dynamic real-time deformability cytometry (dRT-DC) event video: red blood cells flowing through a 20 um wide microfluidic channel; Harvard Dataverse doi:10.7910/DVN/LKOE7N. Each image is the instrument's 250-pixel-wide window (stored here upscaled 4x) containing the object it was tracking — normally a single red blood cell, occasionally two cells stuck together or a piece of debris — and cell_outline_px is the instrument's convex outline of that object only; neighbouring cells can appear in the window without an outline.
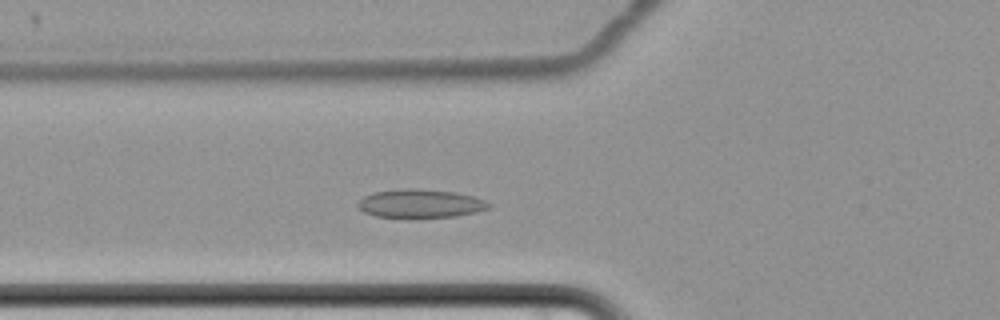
{"species": "common noctule bat (a hibernating species)", "species_latin": "Nyctalus noctula", "temperature_condition": "cold", "stored_images_in_passage": 56, "camera_frame_rate_fps": 3000, "um_per_image_px": 0.085, "animal": {"sex": "female", "body_mass_g": 22.7, "forearm_length_mm": 54.2}, "frame": {"image": 1, "passage_image": 18, "time_ms": 5.667, "image_size_px": [1000, 320], "cell_outline_px": [[492, 204], [488, 208], [476, 212], [456, 216], [376, 216], [364, 212], [356, 204], [364, 196], [372, 192], [412, 188], [416, 188], [456, 192], [472, 196], [484, 200]], "centroid_in_image_um": [35.74, 17.27], "position_along_channel_um": 90.1, "area_um2": 21.21}}
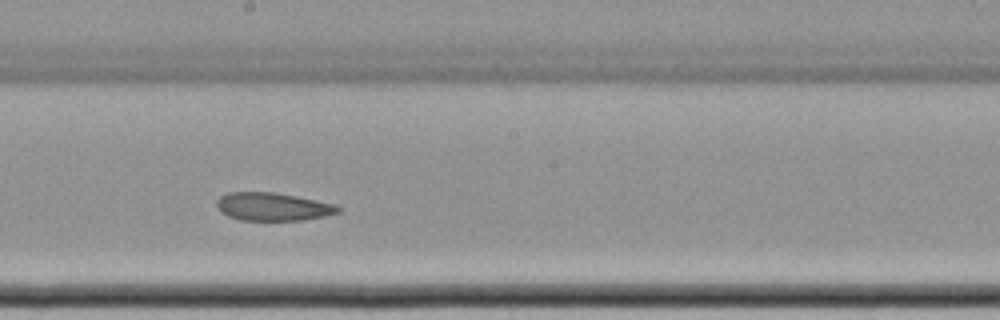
{"frame": {"image": 2, "passage_image": 30, "time_ms": 9.667, "image_size_px": [1000, 320], "cell_outline_px": [[340, 212], [324, 216], [304, 220], [240, 220], [228, 216], [220, 212], [216, 208], [216, 200], [220, 196], [228, 192], [272, 192], [296, 196], [332, 204], [340, 208]], "centroid_in_image_um": [23.11, 17.57], "position_along_channel_um": 225.1, "area_um2": 19.77}}
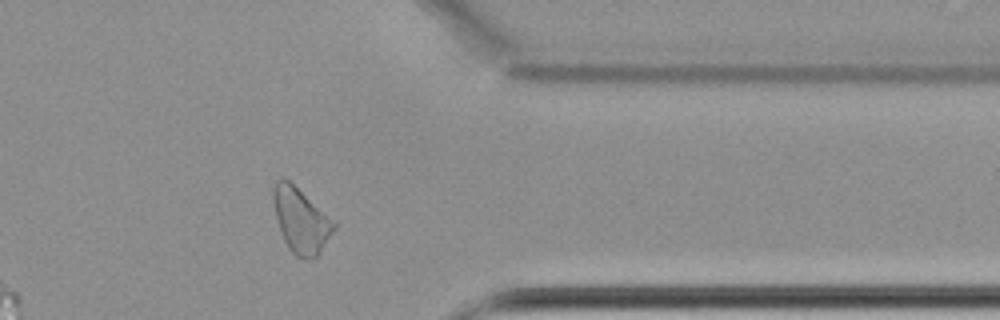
{"frame": {"image": 3, "passage_image": 45, "time_ms": 14.667, "image_size_px": [1000, 320], "cell_outline_px": [[336, 228], [316, 256], [312, 260], [296, 256], [288, 248], [280, 232], [272, 200], [272, 188], [276, 180], [280, 176], [284, 176], [336, 220]], "centroid_in_image_um": [25.57, 18.68], "position_along_channel_um": 385.8, "area_um2": 23.24}}